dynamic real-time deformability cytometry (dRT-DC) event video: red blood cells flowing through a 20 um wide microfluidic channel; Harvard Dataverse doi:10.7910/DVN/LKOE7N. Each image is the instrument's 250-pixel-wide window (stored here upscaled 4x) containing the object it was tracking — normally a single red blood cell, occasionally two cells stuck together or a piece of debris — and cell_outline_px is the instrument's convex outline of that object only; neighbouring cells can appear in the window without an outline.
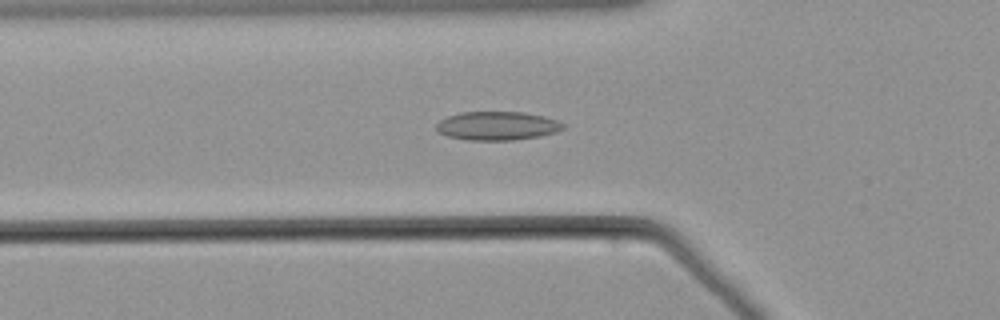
{"species": "common noctule bat (a hibernating species)", "species_latin": "Nyctalus noctula", "temperature_condition": "warm", "stored_images_in_passage": 57, "camera_frame_rate_fps": 3000, "um_per_image_px": 0.085, "animal": {"sex": "male", "body_mass_g": 21.5, "forearm_length_mm": 52.0}, "frame": {"image": 1, "passage_image": 20, "time_ms": 6.333, "image_size_px": [1000, 320], "cell_outline_px": [[564, 128], [556, 132], [540, 136], [512, 140], [464, 140], [448, 136], [440, 132], [436, 128], [436, 124], [440, 120], [448, 116], [460, 112], [524, 112], [544, 116], [556, 120], [564, 124]], "centroid_in_image_um": [42.26, 10.69], "position_along_channel_um": 83.5, "area_um2": 21.15}}
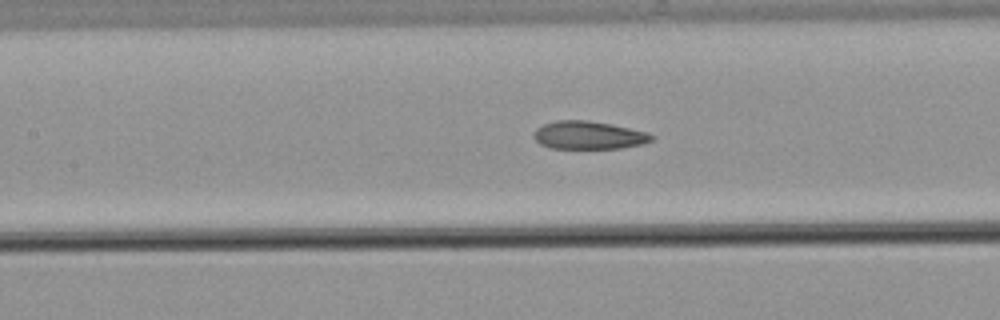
{"frame": {"image": 2, "passage_image": 26, "time_ms": 8.333, "image_size_px": [1000, 320], "cell_outline_px": [[656, 136], [652, 140], [644, 144], [620, 148], [548, 148], [540, 144], [532, 136], [536, 128], [544, 124], [556, 120], [588, 120], [612, 124], [644, 132]], "centroid_in_image_um": [50.01, 11.49], "position_along_channel_um": 157.4, "area_um2": 19.25}}
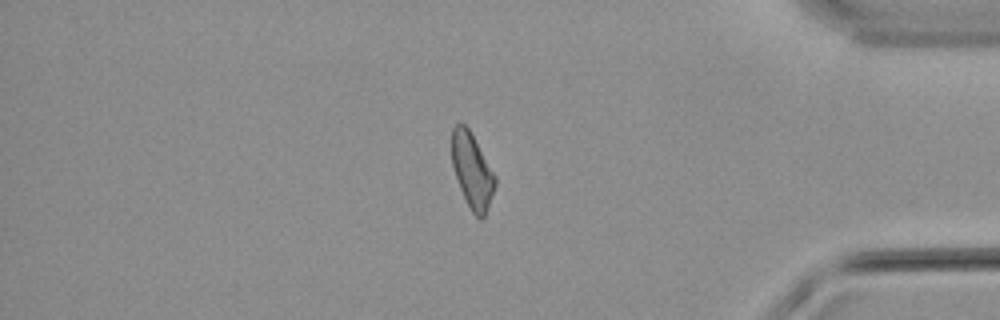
{"frame": {"image": 3, "passage_image": 48, "time_ms": 15.667, "image_size_px": [1000, 320], "cell_outline_px": [[496, 184], [488, 208], [484, 216], [480, 220], [472, 212], [460, 188], [452, 164], [452, 128], [456, 124], [464, 124], [468, 128], [496, 176]], "centroid_in_image_um": [40.14, 14.52], "position_along_channel_um": 395.1, "area_um2": 18.55}}